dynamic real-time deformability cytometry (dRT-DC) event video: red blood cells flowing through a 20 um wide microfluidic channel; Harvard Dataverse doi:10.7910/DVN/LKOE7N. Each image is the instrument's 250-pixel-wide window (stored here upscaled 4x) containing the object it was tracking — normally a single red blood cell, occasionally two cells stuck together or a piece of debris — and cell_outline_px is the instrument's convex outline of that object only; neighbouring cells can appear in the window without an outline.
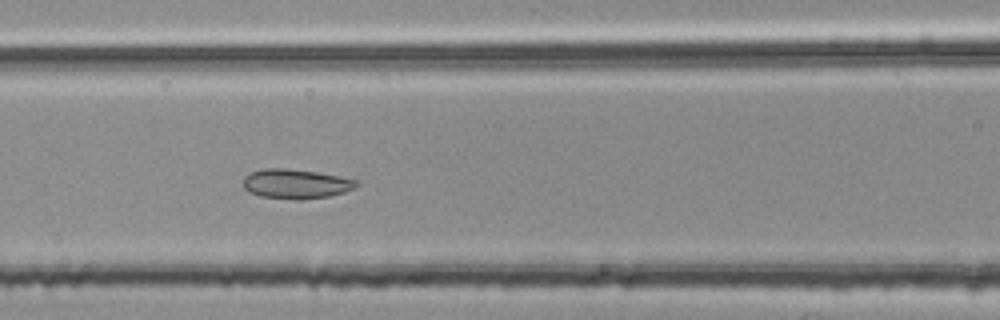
{"species": "common noctule bat (a hibernating species)", "species_latin": "Nyctalus noctula", "temperature_condition": "room temperature", "stored_images_in_passage": 52, "camera_frame_rate_fps": 3000, "um_per_image_px": 0.085, "animal": {"sex": "female", "body_mass_g": 25.1}, "frame": {"image": 1, "passage_image": 23, "time_ms": 7.333, "image_size_px": [1000, 320], "cell_outline_px": [[360, 184], [344, 192], [328, 196], [300, 200], [292, 200], [260, 196], [248, 192], [244, 188], [244, 176], [252, 172], [264, 168], [288, 168], [316, 172], [356, 180]], "centroid_in_image_um": [25.1, 15.63], "position_along_channel_um": 141.5, "area_um2": 19.42}}
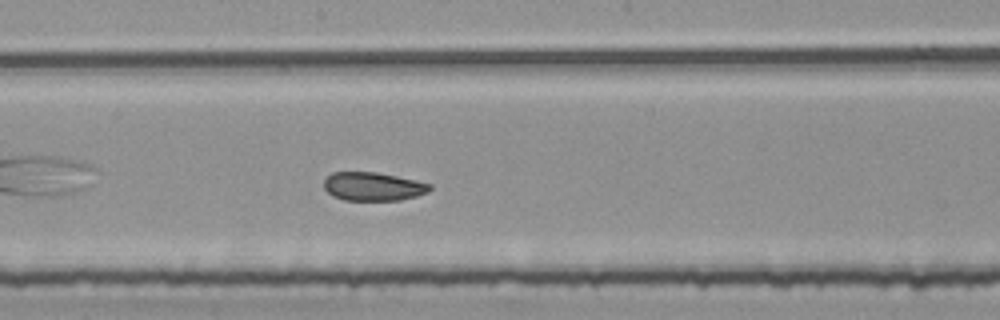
{"frame": {"image": 2, "passage_image": 29, "time_ms": 9.333, "image_size_px": [1000, 320], "cell_outline_px": [[432, 188], [428, 192], [416, 196], [400, 200], [344, 200], [332, 196], [324, 188], [324, 180], [332, 172], [376, 172], [416, 180], [432, 184]], "centroid_in_image_um": [31.72, 15.85], "position_along_channel_um": 216.5, "area_um2": 17.63}}
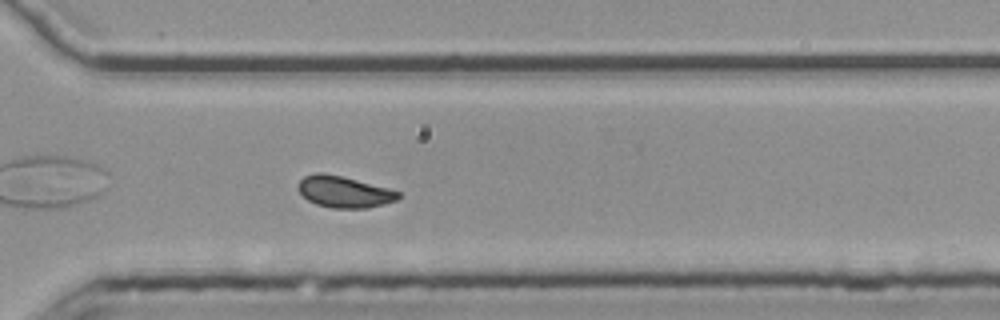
{"frame": {"image": 3, "passage_image": 39, "time_ms": 12.667, "image_size_px": [1000, 320], "cell_outline_px": [[400, 196], [396, 200], [384, 204], [368, 208], [332, 208], [316, 204], [308, 200], [296, 188], [296, 184], [304, 176], [316, 172], [324, 172], [388, 188], [400, 192]], "centroid_in_image_um": [29.21, 16.3], "position_along_channel_um": 341.4, "area_um2": 18.32}, "authors_computed_cell_mechanics": {"area_um2": 19.3052, "velocity_mm_per_s": 3.7609, "shape_relaxation_time_tau1_ms": null, "shape_relaxation_time_tau2_ms": 1.4785, "deformation_change_tau1": null, "deformation_change_tau2": 0.0675}}